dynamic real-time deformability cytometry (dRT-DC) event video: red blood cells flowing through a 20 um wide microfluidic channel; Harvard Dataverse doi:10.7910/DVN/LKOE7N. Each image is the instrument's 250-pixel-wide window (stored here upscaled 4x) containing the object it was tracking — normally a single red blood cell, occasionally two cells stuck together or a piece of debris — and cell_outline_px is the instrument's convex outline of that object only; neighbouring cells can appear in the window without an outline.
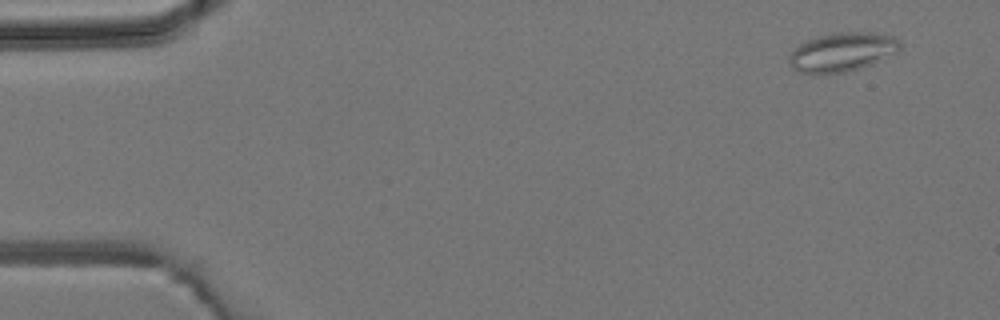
{"species": "common noctule bat (a hibernating species)", "species_latin": "Nyctalus noctula", "temperature_condition": "room temperature", "stored_images_in_passage": 5, "camera_frame_rate_fps": 3000, "um_per_image_px": 0.085, "animal": {"sex": "male", "body_mass_g": 19.2, "forearm_length_mm": 51.8}, "frame": {"image": 1, "passage_image": 1, "time_ms": 0.0, "image_size_px": [1000, 320], "cell_outline_px": [[900, 52], [872, 64], [844, 72], [796, 72], [792, 68], [788, 60], [788, 56], [800, 44], [808, 40], [832, 32], [876, 32], [892, 36], [900, 44]], "centroid_in_image_um": [71.61, 4.4], "position_along_channel_um": 13.4, "area_um2": 24.91}}